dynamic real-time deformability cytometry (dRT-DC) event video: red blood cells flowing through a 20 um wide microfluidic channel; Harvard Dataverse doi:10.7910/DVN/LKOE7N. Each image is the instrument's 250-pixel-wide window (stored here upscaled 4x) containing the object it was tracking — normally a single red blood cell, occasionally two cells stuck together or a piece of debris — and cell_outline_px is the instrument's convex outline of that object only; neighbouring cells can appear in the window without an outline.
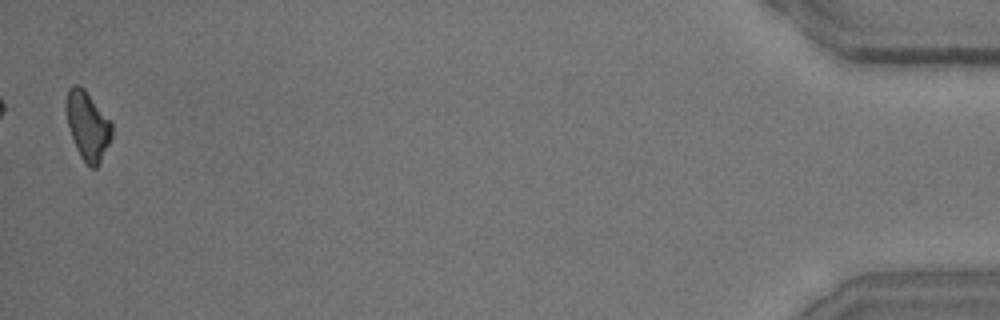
{"species": "common noctule bat (a hibernating species)", "species_latin": "Nyctalus noctula", "temperature_condition": "room temperature", "stored_images_in_passage": 36, "camera_frame_rate_fps": 3000, "um_per_image_px": 0.085, "animal": {"sex": "male", "body_mass_g": 15.6}, "frame": {"image": 1, "passage_image": 36, "time_ms": 11.667, "image_size_px": [1000, 320], "cell_outline_px": [[112, 136], [100, 164], [96, 168], [88, 168], [80, 156], [76, 148], [68, 128], [64, 108], [64, 100], [68, 88], [72, 84], [80, 84], [84, 88], [112, 124]], "centroid_in_image_um": [7.4, 10.68], "position_along_channel_um": 427.8, "area_um2": 18.67}, "authors_computed_cell_mechanics": {"area_um2": 19.4786, "velocity_mm_per_s": 3.9918, "shape_relaxation_time_tau1_ms": 5.3856, "shape_relaxation_time_tau2_ms": null, "deformation_change_tau1": 0.1616, "deformation_change_tau2": null}}